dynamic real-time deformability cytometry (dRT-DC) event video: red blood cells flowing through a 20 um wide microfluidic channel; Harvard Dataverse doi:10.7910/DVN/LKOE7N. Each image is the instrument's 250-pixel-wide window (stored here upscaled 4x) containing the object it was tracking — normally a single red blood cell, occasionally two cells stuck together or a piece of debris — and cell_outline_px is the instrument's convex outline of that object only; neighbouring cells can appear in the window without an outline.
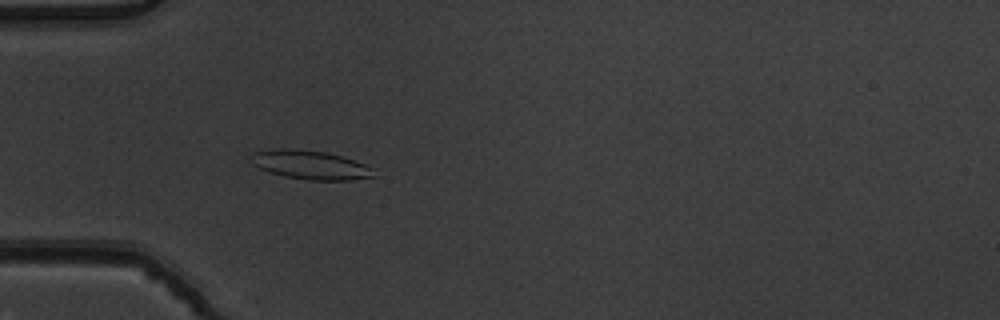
{"species": "common noctule bat (a hibernating species)", "species_latin": "Nyctalus noctula", "temperature_condition": "warm", "stored_images_in_passage": 5, "camera_frame_rate_fps": 3000, "um_per_image_px": 0.085, "animal": {"sex": "male", "body_mass_g": 19.5, "forearm_length_mm": 54.6}, "frame": {"image": 1, "passage_image": 5, "time_ms": 1.333, "image_size_px": [1000, 320], "cell_outline_px": [[376, 176], [352, 180], [308, 180], [284, 176], [260, 168], [252, 164], [248, 160], [248, 156], [252, 152], [280, 148], [288, 148], [324, 152], [344, 156], [376, 168]], "centroid_in_image_um": [26.41, 14.01], "position_along_channel_um": 58.6, "area_um2": 20.98}}